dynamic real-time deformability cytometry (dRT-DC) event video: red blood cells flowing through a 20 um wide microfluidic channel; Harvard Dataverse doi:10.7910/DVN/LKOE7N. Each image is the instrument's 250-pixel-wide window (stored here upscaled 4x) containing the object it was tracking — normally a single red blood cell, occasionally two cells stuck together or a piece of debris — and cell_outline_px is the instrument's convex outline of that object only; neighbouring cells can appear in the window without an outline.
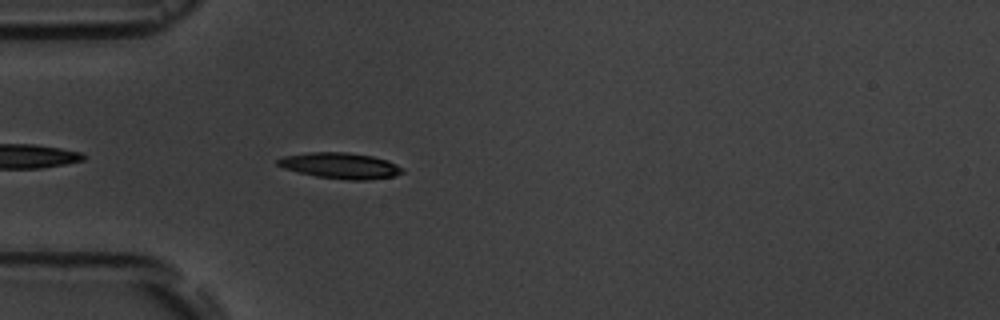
{"species": "common noctule bat (a hibernating species)", "species_latin": "Nyctalus noctula", "temperature_condition": "room temperature", "stored_images_in_passage": 5, "camera_frame_rate_fps": 3000, "um_per_image_px": 0.085, "animal": {"sex": "male", "body_mass_g": 19.5, "forearm_length_mm": 54.6}, "frame": {"image": 1, "passage_image": 5, "time_ms": 5.667, "image_size_px": [1000, 320], "cell_outline_px": [[404, 172], [396, 176], [368, 180], [348, 180], [316, 176], [284, 168], [276, 164], [276, 160], [284, 156], [312, 152], [348, 152], [372, 156], [388, 160], [404, 168]], "centroid_in_image_um": [28.98, 14.08], "position_along_channel_um": 56.0, "area_um2": 18.84}}